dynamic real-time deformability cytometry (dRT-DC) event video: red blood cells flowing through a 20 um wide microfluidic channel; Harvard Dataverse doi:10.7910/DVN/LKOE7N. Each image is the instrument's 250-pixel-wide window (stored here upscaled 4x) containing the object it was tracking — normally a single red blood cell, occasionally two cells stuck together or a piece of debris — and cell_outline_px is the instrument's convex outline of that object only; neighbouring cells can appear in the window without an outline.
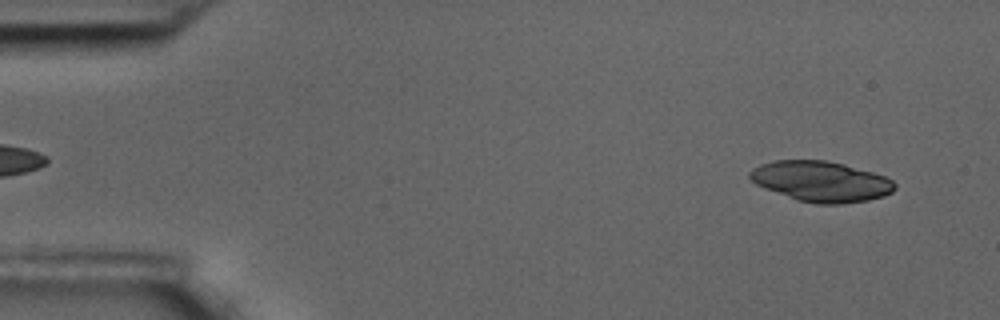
{"species": "common noctule bat (a hibernating species)", "species_latin": "Nyctalus noctula", "temperature_condition": "room temperature", "stored_images_in_passage": 57, "camera_frame_rate_fps": 3000, "um_per_image_px": 0.085, "animal": {"sex": "male", "body_mass_g": 17.5, "forearm_length_mm": 52.3}, "frame": {"image": 1, "passage_image": 4, "time_ms": 1.0, "image_size_px": [1000, 320], "cell_outline_px": [[896, 188], [892, 192], [884, 196], [868, 200], [840, 204], [816, 204], [796, 200], [764, 188], [756, 184], [748, 176], [748, 172], [752, 168], [760, 164], [772, 160], [824, 160], [844, 164], [872, 172], [884, 176], [892, 180], [896, 184]], "centroid_in_image_um": [69.76, 15.42], "position_along_channel_um": 15.2, "area_um2": 34.33}}
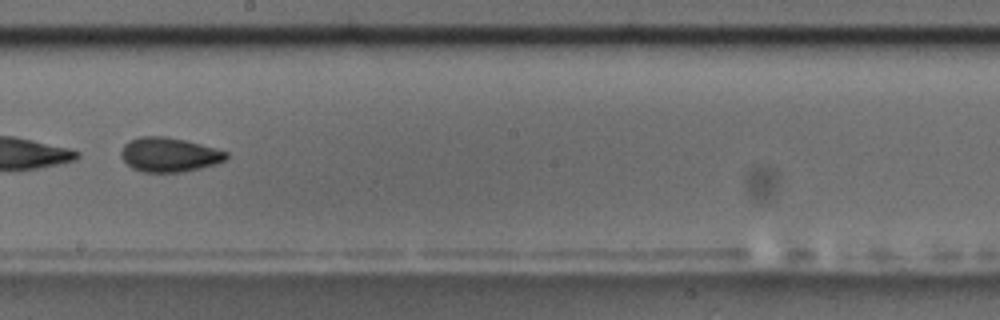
{"frame": {"image": 2, "passage_image": 33, "time_ms": 10.667, "image_size_px": [1000, 320], "cell_outline_px": [[228, 156], [224, 160], [216, 164], [184, 172], [144, 172], [132, 168], [120, 156], [120, 152], [124, 144], [128, 140], [140, 136], [164, 136], [184, 140], [200, 144], [228, 152]], "centroid_in_image_um": [14.35, 13.14], "position_along_channel_um": 233.8, "area_um2": 21.04}}